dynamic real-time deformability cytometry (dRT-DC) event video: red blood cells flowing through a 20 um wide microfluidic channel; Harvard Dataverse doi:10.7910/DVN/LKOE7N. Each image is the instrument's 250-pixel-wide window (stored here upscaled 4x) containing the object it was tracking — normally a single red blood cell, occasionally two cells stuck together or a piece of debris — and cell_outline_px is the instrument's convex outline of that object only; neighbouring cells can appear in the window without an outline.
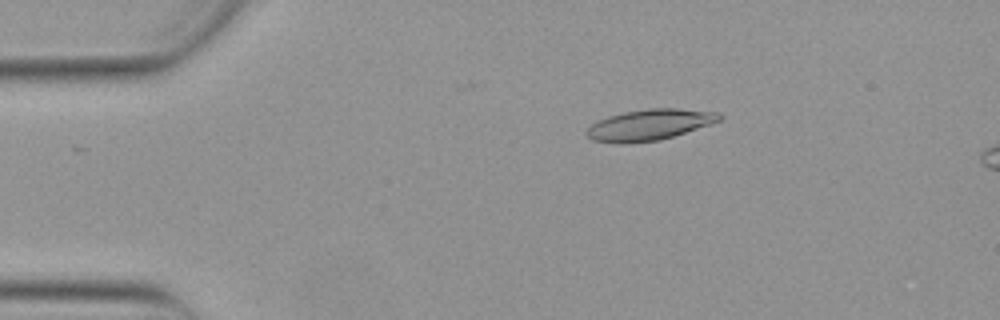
{"species": "Egyptian fruit bat (a non-hibernating species)", "species_latin": "Rousettus aegyptiacus", "temperature_condition": "warm", "stored_images_in_passage": 14, "camera_frame_rate_fps": 3000, "um_per_image_px": 0.085, "animal": {"sex": "female"}, "frame": {"image": 1, "passage_image": 7, "time_ms": 2.0, "image_size_px": [1000, 320], "cell_outline_px": [[724, 116], [720, 120], [660, 140], [592, 140], [584, 132], [596, 120], [608, 116], [624, 112], [648, 108], [676, 108], [720, 112]], "centroid_in_image_um": [55.25, 10.54], "position_along_channel_um": 29.7, "area_um2": 22.89}}
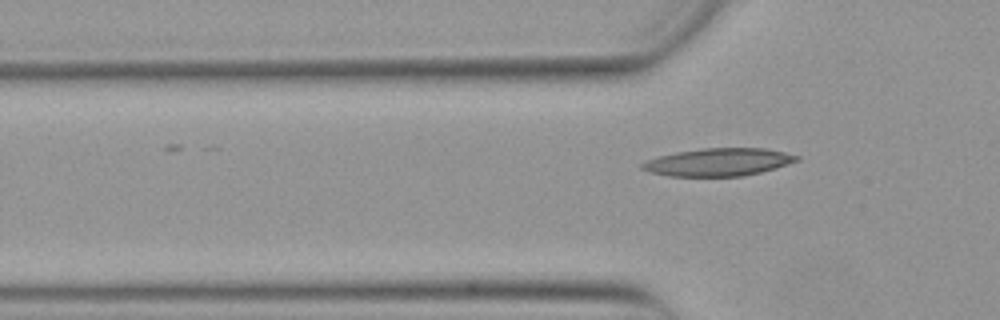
{"frame": {"image": 2, "passage_image": 14, "time_ms": 4.333, "image_size_px": [1000, 320], "cell_outline_px": [[800, 160], [776, 168], [760, 172], [740, 176], [668, 176], [648, 172], [640, 168], [640, 164], [648, 160], [660, 156], [676, 152], [700, 148], [764, 148], [784, 152], [800, 156]], "centroid_in_image_um": [61.06, 13.78], "position_along_channel_um": 64.7, "area_um2": 24.97}}